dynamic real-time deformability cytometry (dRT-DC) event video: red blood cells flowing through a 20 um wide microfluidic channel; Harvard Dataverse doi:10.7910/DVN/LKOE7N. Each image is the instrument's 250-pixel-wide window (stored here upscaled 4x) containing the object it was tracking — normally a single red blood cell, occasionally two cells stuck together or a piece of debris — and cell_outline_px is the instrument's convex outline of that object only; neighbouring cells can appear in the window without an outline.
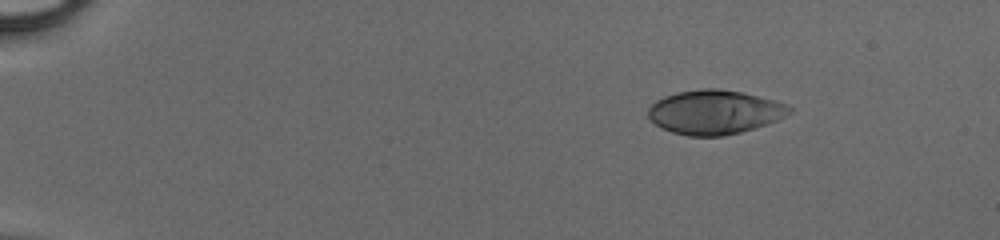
{"species": "human", "species_latin": "Homo sapiens", "temperature_condition": "cold", "stored_images_in_passage": 43, "camera_frame_rate_fps": 3000, "um_per_image_px": 0.085, "donor": {"sex": "male"}, "frame": {"image": 1, "passage_image": 1, "time_ms": 0.0, "image_size_px": [1000, 240], "cell_outline_px": [[792, 112], [776, 120], [740, 132], [720, 136], [688, 136], [672, 132], [660, 128], [648, 116], [648, 108], [656, 100], [664, 96], [676, 92], [700, 88], [720, 88], [744, 92], [788, 104], [792, 108]], "centroid_in_image_um": [60.72, 9.51], "position_along_channel_um": 24.3, "area_um2": 36.36}}
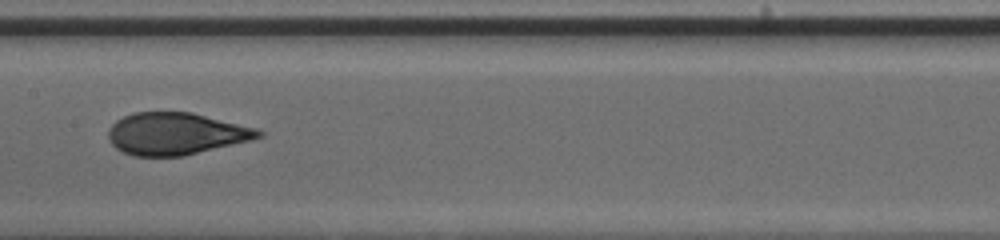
{"frame": {"image": 2, "passage_image": 21, "time_ms": 6.667, "image_size_px": [1000, 240], "cell_outline_px": [[264, 136], [252, 140], [184, 156], [136, 156], [124, 152], [116, 148], [112, 144], [108, 136], [108, 128], [116, 120], [132, 112], [192, 112], [256, 128], [264, 132]], "centroid_in_image_um": [14.96, 11.36], "position_along_channel_um": 192.4, "area_um2": 36.93}}
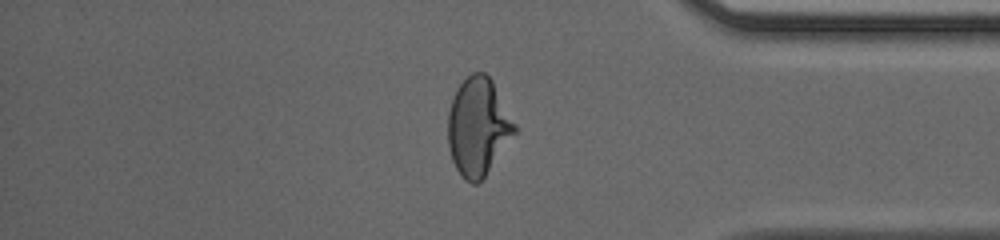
{"frame": {"image": 3, "passage_image": 36, "time_ms": 11.667, "image_size_px": [1000, 240], "cell_outline_px": [[516, 132], [484, 176], [476, 184], [472, 184], [464, 180], [460, 176], [452, 160], [448, 144], [448, 112], [456, 88], [472, 72], [484, 72], [492, 80], [516, 124]], "centroid_in_image_um": [40.62, 10.77], "position_along_channel_um": 394.6, "area_um2": 37.74}}